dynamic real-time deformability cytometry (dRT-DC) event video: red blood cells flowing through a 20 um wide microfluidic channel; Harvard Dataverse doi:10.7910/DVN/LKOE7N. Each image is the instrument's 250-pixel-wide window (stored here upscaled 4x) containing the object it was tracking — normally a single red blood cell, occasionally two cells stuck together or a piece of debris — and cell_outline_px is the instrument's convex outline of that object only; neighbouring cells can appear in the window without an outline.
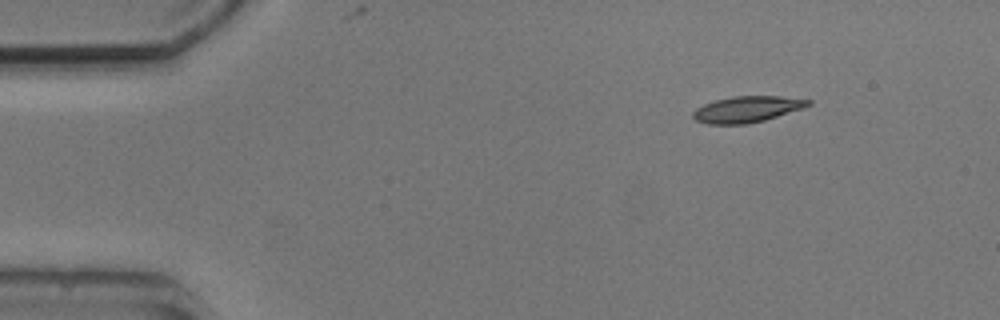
{"species": "common noctule bat (a hibernating species)", "species_latin": "Nyctalus noctula", "temperature_condition": "cold", "stored_images_in_passage": 6, "segment_of_instrument_passage": [2, 2], "camera_frame_rate_fps": 3000, "um_per_image_px": 0.085, "animal": {"sex": "male", "body_mass_g": 20.5, "forearm_length_mm": 52.5}, "frame": {"image": 1, "passage_image": 6, "time_ms": 6.333, "image_size_px": [1000, 320], "cell_outline_px": [[812, 104], [804, 108], [764, 120], [748, 124], [708, 124], [696, 120], [692, 116], [692, 112], [696, 108], [704, 104], [716, 100], [732, 96], [780, 96], [812, 100]], "centroid_in_image_um": [63.51, 9.28], "position_along_channel_um": 21.5, "area_um2": 17.57}}